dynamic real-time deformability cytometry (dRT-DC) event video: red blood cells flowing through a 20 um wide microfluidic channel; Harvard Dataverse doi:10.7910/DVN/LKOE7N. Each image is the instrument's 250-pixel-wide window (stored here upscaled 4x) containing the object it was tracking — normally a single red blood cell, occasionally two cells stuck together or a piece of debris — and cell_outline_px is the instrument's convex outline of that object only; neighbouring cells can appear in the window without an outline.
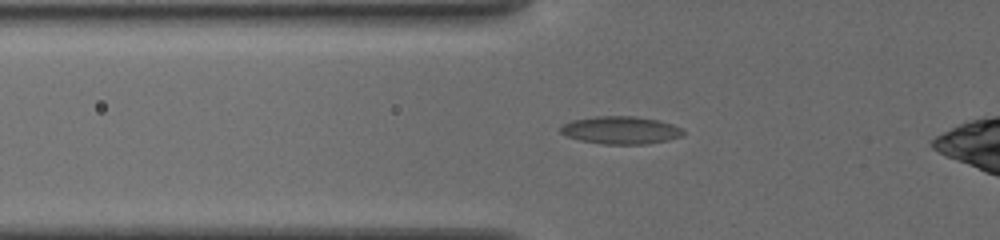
{"species": "common noctule bat (a hibernating species)", "species_latin": "Nyctalus noctula", "temperature_condition": "cold", "stored_images_in_passage": 43, "camera_frame_rate_fps": 3000, "um_per_image_px": 0.085, "animal": {"sex": "female", "body_mass_g": 19.5, "forearm_length_mm": 54.1}, "frame": {"image": 1, "passage_image": 3, "time_ms": 0.667, "image_size_px": [1000, 240], "cell_outline_px": [[684, 136], [668, 140], [648, 144], [604, 144], [580, 140], [564, 136], [560, 132], [560, 128], [564, 124], [572, 120], [596, 116], [636, 116], [660, 120], [672, 124], [680, 128], [684, 132]], "centroid_in_image_um": [52.77, 11.06], "position_along_channel_um": 73.0, "area_um2": 19.94}}
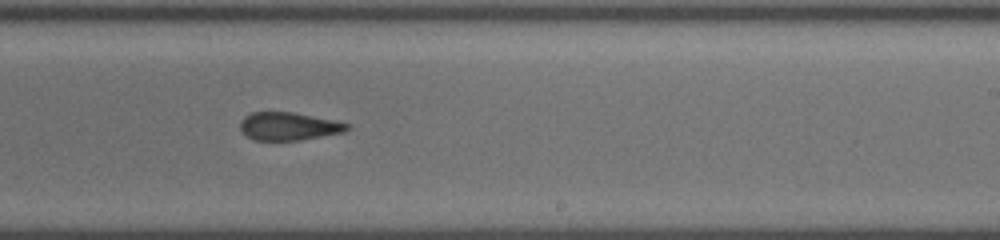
{"frame": {"image": 2, "passage_image": 20, "time_ms": 5.667, "image_size_px": [1000, 240], "cell_outline_px": [[352, 124], [344, 132], [300, 140], [252, 140], [244, 136], [240, 132], [240, 120], [244, 116], [252, 112], [292, 112], [336, 120]], "centroid_in_image_um": [24.5, 10.73], "position_along_channel_um": 264.5, "area_um2": 17.69}}
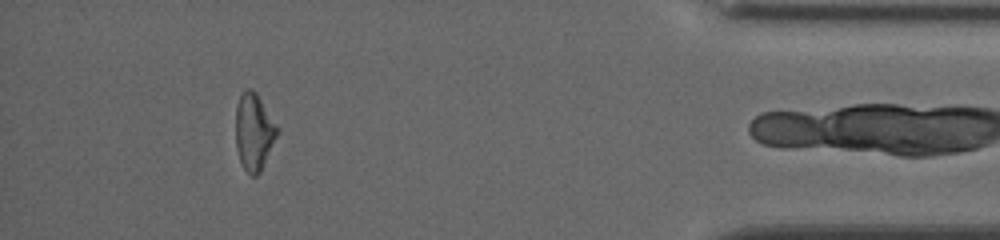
{"frame": {"image": 3, "passage_image": 39, "time_ms": 10.667, "image_size_px": [1000, 240], "cell_outline_px": [[280, 132], [260, 172], [256, 176], [252, 176], [244, 168], [240, 160], [236, 148], [236, 108], [240, 96], [248, 88], [252, 88], [256, 92], [280, 128]], "centroid_in_image_um": [21.62, 11.2], "position_along_channel_um": 413.6, "area_um2": 18.73}}